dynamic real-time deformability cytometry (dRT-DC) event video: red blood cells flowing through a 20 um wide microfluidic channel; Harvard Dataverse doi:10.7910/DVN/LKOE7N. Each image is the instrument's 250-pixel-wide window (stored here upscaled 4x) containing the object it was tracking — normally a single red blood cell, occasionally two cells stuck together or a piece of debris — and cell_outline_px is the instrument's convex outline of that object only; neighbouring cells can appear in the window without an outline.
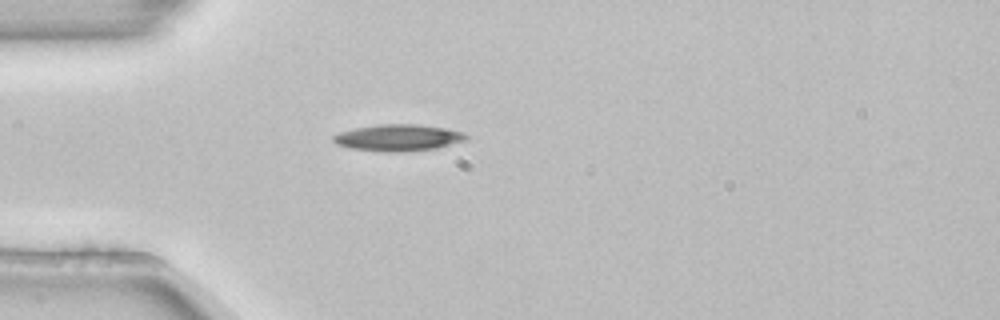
{"species": "common noctule bat (a hibernating species)", "species_latin": "Nyctalus noctula", "temperature_condition": "room temperature", "stored_images_in_passage": 1, "camera_frame_rate_fps": 3000, "um_per_image_px": 0.085, "animal": {"sex": "female", "body_mass_g": 22.7, "forearm_length_mm": 54.2}, "frame": {"image": 1, "passage_image": 1, "time_ms": 0.0, "image_size_px": [1000, 320], "cell_outline_px": [[468, 136], [464, 140], [436, 148], [404, 152], [384, 152], [352, 148], [336, 144], [332, 140], [332, 136], [340, 132], [356, 128], [380, 124], [416, 124], [444, 128], [464, 132]], "centroid_in_image_um": [33.83, 11.7], "position_along_channel_um": 51.2, "area_um2": 20.4}}